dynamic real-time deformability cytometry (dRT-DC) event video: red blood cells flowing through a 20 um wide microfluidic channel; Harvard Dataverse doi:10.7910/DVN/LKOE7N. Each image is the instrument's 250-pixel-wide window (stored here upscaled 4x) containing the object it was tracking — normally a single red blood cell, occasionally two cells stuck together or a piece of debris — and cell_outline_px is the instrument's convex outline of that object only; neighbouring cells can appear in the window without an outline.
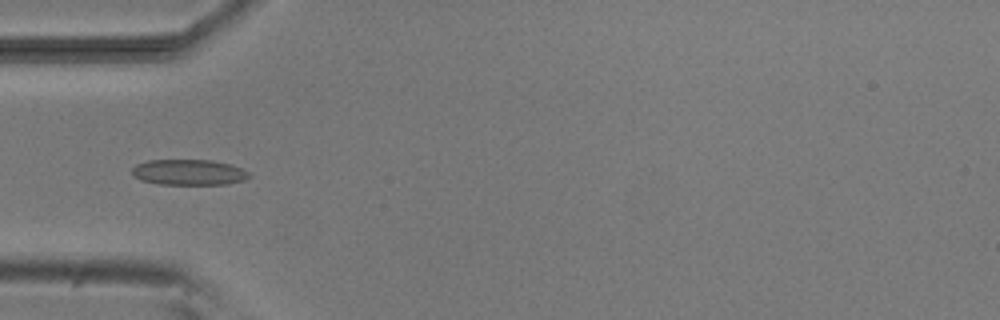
{"species": "common noctule bat (a hibernating species)", "species_latin": "Nyctalus noctula", "temperature_condition": "room temperature", "stored_images_in_passage": 5, "camera_frame_rate_fps": 3000, "um_per_image_px": 0.085, "animal": {"sex": "male", "body_mass_g": 20.5, "forearm_length_mm": 52.5}, "frame": {"image": 1, "passage_image": 5, "time_ms": 5.333, "image_size_px": [1000, 320], "cell_outline_px": [[252, 176], [244, 180], [228, 184], [160, 184], [140, 180], [132, 176], [132, 168], [136, 164], [148, 160], [212, 160], [228, 164], [240, 168], [248, 172]], "centroid_in_image_um": [16.02, 14.64], "position_along_channel_um": 69.0, "area_um2": 17.51}}